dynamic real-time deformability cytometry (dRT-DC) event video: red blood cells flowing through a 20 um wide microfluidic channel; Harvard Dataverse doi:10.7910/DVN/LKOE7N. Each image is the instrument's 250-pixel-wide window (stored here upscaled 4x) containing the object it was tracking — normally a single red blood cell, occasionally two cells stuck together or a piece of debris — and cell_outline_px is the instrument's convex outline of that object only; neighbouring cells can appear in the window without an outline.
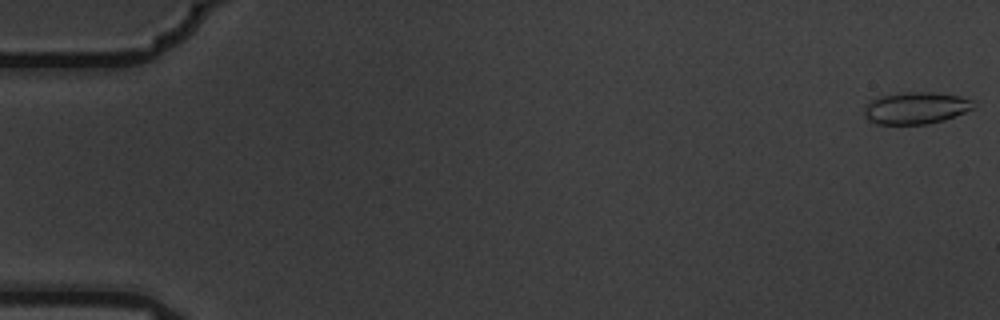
{"species": "common noctule bat (a hibernating species)", "species_latin": "Nyctalus noctula", "temperature_condition": "warm", "stored_images_in_passage": 5, "camera_frame_rate_fps": 3000, "um_per_image_px": 0.085, "animal": {"sex": "male", "body_mass_g": 19.5, "forearm_length_mm": 54.6}, "frame": {"image": 1, "passage_image": 5, "time_ms": 1.333, "image_size_px": [1000, 320], "cell_outline_px": [[972, 108], [964, 112], [944, 120], [928, 124], [876, 124], [868, 120], [864, 116], [864, 108], [872, 100], [880, 96], [904, 92], [932, 92], [960, 96], [972, 100]], "centroid_in_image_um": [77.81, 9.18], "position_along_channel_um": 7.2, "area_um2": 20.17}}